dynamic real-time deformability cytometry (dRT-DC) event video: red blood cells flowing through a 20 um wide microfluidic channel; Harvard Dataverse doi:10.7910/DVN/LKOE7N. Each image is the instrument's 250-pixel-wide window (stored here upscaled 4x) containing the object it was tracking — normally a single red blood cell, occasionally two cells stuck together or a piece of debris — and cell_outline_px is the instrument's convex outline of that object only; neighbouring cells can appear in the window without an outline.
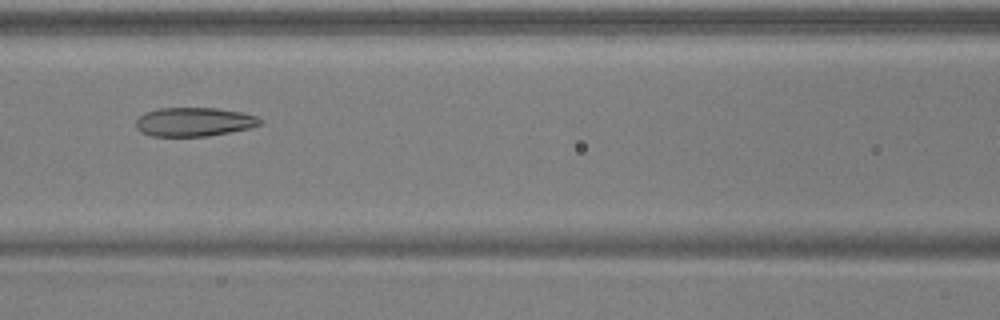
{"species": "common noctule bat (a hibernating species)", "species_latin": "Nyctalus noctula", "temperature_condition": "warm", "stored_images_in_passage": 51, "camera_frame_rate_fps": 3000, "um_per_image_px": 0.085, "animal": {"sex": "male", "body_mass_g": 17.9, "forearm_length_mm": 54.2}, "frame": {"image": 1, "passage_image": 23, "time_ms": 7.333, "image_size_px": [1000, 320], "cell_outline_px": [[260, 124], [248, 128], [208, 136], [152, 136], [140, 132], [136, 128], [136, 120], [144, 112], [156, 108], [216, 108], [244, 112], [256, 116], [260, 120]], "centroid_in_image_um": [16.44, 10.35], "position_along_channel_um": 150.2, "area_um2": 20.87}}
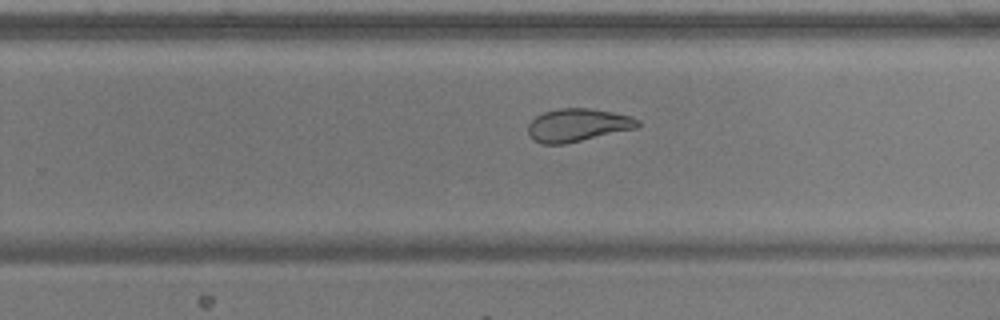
{"frame": {"image": 2, "passage_image": 33, "time_ms": 10.667, "image_size_px": [1000, 320], "cell_outline_px": [[640, 124], [636, 128], [564, 144], [540, 144], [532, 140], [528, 136], [528, 124], [536, 116], [544, 112], [560, 108], [588, 108], [612, 112], [632, 116], [640, 120]], "centroid_in_image_um": [49.07, 10.64], "position_along_channel_um": 280.7, "area_um2": 21.1}}
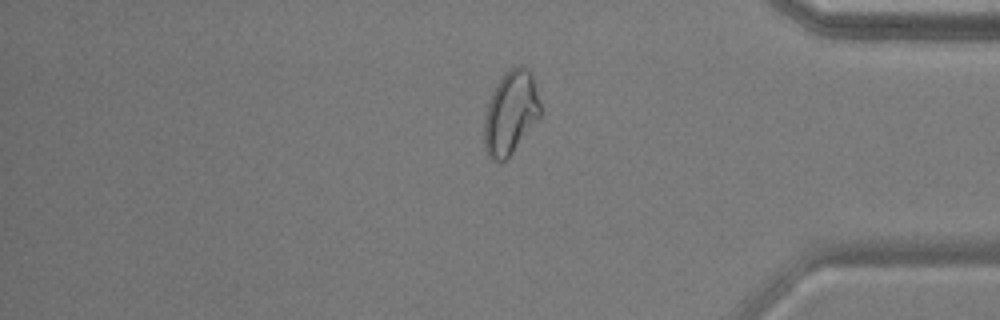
{"frame": {"image": 3, "passage_image": 43, "time_ms": 14.0, "image_size_px": [1000, 320], "cell_outline_px": [[540, 116], [512, 152], [504, 160], [492, 160], [488, 156], [484, 144], [484, 116], [492, 92], [496, 84], [504, 72], [520, 64], [528, 68], [532, 76], [540, 104]], "centroid_in_image_um": [43.38, 9.55], "position_along_channel_um": 391.8, "area_um2": 26.88}, "authors_computed_cell_mechanics": {"area_um2": 25.2008, "velocity_mm_per_s": 3.9298, "shape_relaxation_time_tau1_ms": null, "shape_relaxation_time_tau2_ms": 1.263, "deformation_change_tau1": null, "deformation_change_tau2": 0.06}}